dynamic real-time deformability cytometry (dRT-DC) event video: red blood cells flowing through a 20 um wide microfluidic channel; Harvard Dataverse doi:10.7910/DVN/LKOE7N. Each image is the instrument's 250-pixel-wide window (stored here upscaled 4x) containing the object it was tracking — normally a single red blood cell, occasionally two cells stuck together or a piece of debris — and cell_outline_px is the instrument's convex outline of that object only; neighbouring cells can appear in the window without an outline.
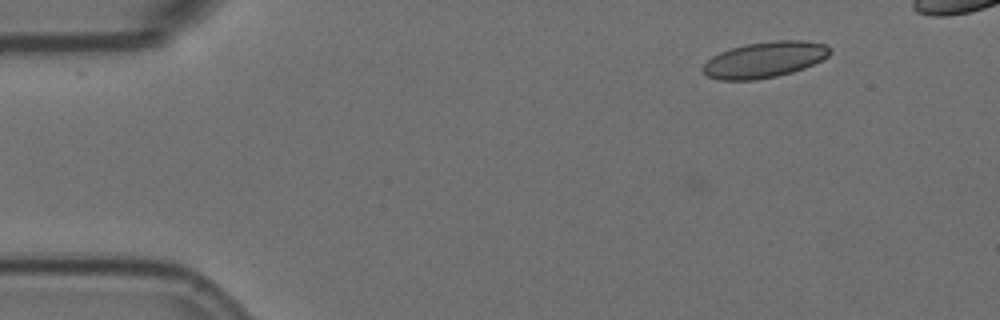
{"species": "Egyptian fruit bat (a non-hibernating species)", "species_latin": "Rousettus aegyptiacus", "temperature_condition": "room temperature", "stored_images_in_passage": 46, "camera_frame_rate_fps": 3000, "um_per_image_px": 0.085, "animal": {"sex": "female"}, "frame": {"image": 1, "passage_image": 1, "time_ms": 0.0, "image_size_px": [1000, 320], "cell_outline_px": [[832, 52], [828, 56], [804, 68], [792, 72], [776, 76], [752, 80], [716, 80], [708, 76], [700, 68], [712, 56], [720, 52], [732, 48], [748, 44], [776, 40], [804, 40], [824, 44], [832, 48]], "centroid_in_image_um": [64.99, 5.07], "position_along_channel_um": 20.0, "area_um2": 26.47}}
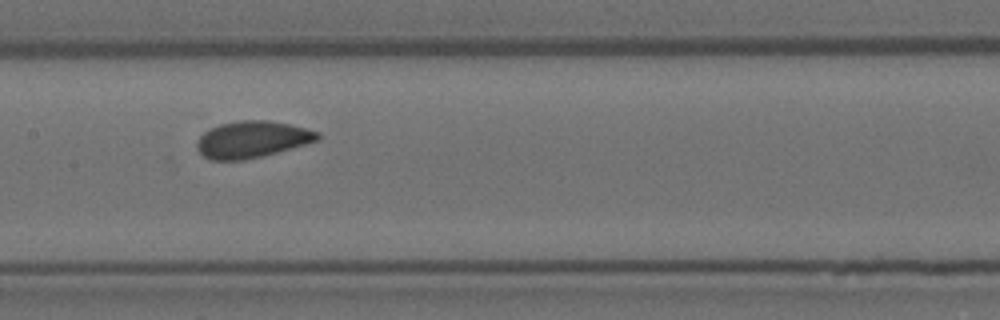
{"frame": {"image": 2, "passage_image": 22, "time_ms": 7.0, "image_size_px": [1000, 320], "cell_outline_px": [[320, 136], [316, 140], [304, 144], [264, 156], [244, 160], [212, 160], [204, 156], [196, 148], [196, 144], [200, 136], [204, 132], [220, 124], [240, 120], [268, 120], [288, 124], [320, 132]], "centroid_in_image_um": [21.4, 11.85], "position_along_channel_um": 186.0, "area_um2": 25.55}}
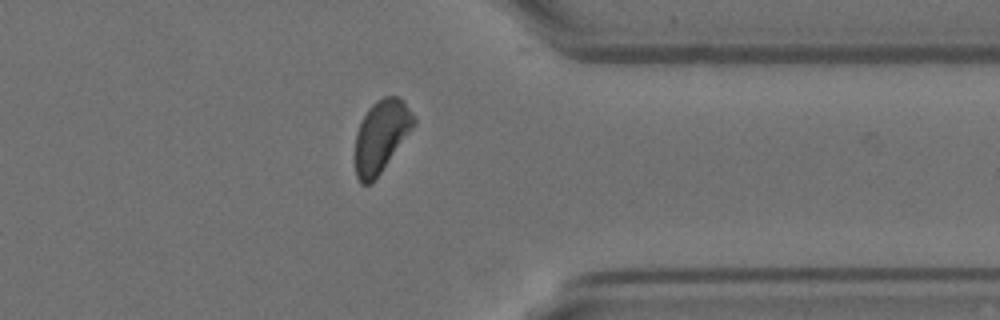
{"frame": {"image": 3, "passage_image": 39, "time_ms": 12.667, "image_size_px": [1000, 320], "cell_outline_px": [[416, 124], [372, 184], [360, 184], [356, 176], [356, 132], [360, 120], [368, 108], [376, 100], [384, 96], [396, 96], [404, 100], [416, 116]], "centroid_in_image_um": [32.41, 11.54], "position_along_channel_um": 379.0, "area_um2": 24.85}}